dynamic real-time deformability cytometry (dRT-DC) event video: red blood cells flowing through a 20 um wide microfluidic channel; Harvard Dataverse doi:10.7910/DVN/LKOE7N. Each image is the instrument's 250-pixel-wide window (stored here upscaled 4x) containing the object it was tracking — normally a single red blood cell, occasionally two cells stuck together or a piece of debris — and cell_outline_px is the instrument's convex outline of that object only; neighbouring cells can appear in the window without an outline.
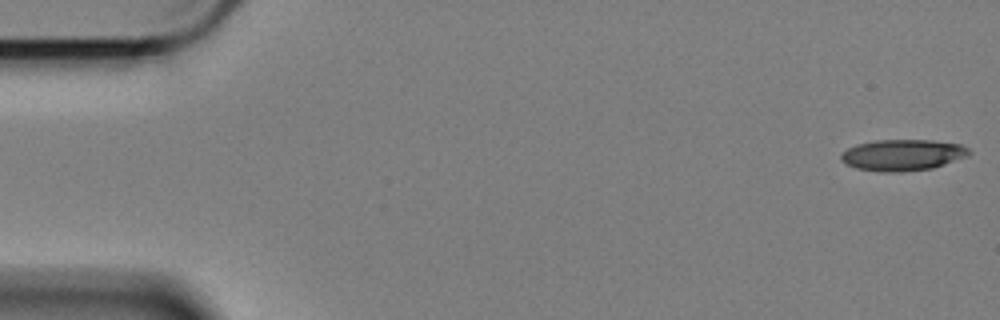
{"species": "Egyptian fruit bat (a non-hibernating species)", "species_latin": "Rousettus aegyptiacus", "temperature_condition": "cold", "stored_images_in_passage": 58, "camera_frame_rate_fps": 3000, "um_per_image_px": 0.085, "animal": {"sex": "female"}, "frame": {"image": 1, "passage_image": 1, "time_ms": 0.0, "image_size_px": [1000, 320], "cell_outline_px": [[972, 152], [968, 156], [932, 168], [900, 172], [880, 172], [856, 168], [844, 164], [840, 160], [840, 156], [848, 148], [856, 144], [876, 140], [932, 140], [960, 144], [968, 148]], "centroid_in_image_um": [76.71, 13.18], "position_along_channel_um": 8.3, "area_um2": 23.41}}
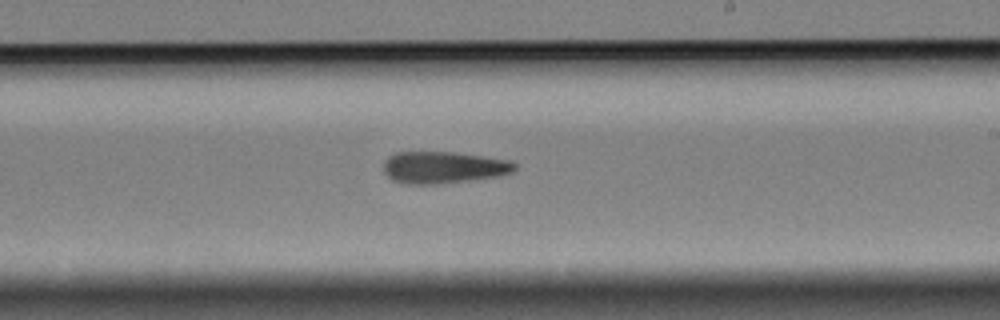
{"frame": {"image": 2, "passage_image": 34, "time_ms": 11.0, "image_size_px": [1000, 320], "cell_outline_px": [[516, 168], [512, 172], [500, 176], [432, 184], [408, 184], [392, 180], [384, 172], [384, 160], [388, 156], [396, 152], [452, 152], [512, 160], [516, 164]], "centroid_in_image_um": [37.69, 14.22], "position_along_channel_um": 251.3, "area_um2": 24.28}}
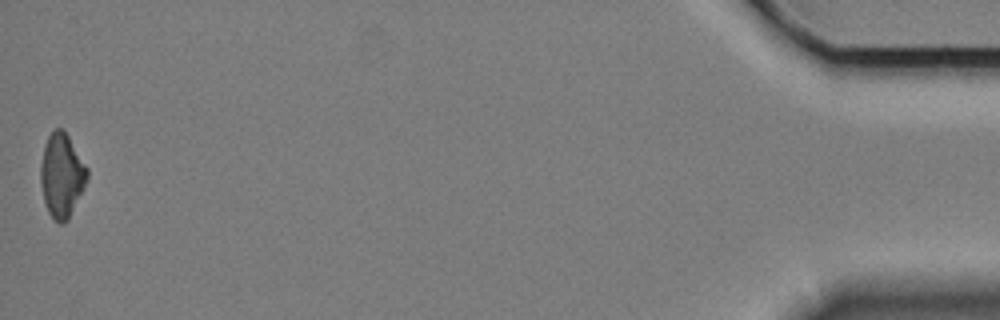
{"frame": {"image": 3, "passage_image": 58, "time_ms": 19.0, "image_size_px": [1000, 320], "cell_outline_px": [[88, 180], [68, 220], [64, 224], [60, 224], [48, 212], [44, 200], [40, 184], [40, 164], [44, 144], [48, 136], [56, 128], [64, 128], [88, 168]], "centroid_in_image_um": [5.25, 14.89], "position_along_channel_um": 430.0, "area_um2": 23.0}, "authors_computed_cell_mechanics": {"area_um2": 24.0448, "velocity_mm_per_s": 3.3951, "shape_relaxation_time_tau1_ms": 3.922, "shape_relaxation_time_tau2_ms": null, "deformation_change_tau1": 0.1406, "deformation_change_tau2": null}}